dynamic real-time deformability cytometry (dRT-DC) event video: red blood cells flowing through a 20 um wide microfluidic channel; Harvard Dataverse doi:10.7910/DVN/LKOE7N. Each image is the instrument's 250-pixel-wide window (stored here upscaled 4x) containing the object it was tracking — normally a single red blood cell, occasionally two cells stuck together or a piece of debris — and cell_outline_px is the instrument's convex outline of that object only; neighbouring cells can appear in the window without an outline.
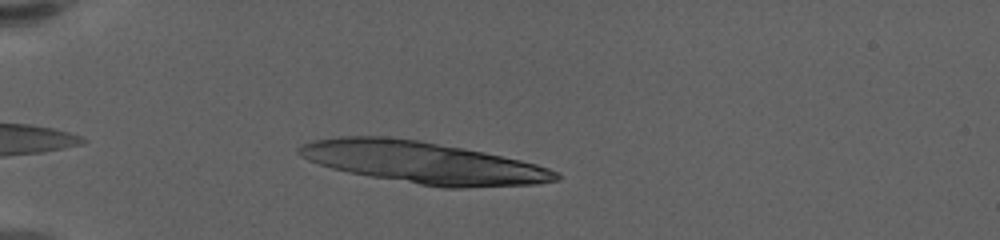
{"species": "human", "species_latin": "Homo sapiens", "temperature_condition": "warm", "stored_images_in_passage": 10, "camera_frame_rate_fps": 3000, "um_per_image_px": 0.085, "donor": {"sex": "female"}, "frame": {"image": 1, "passage_image": 4, "time_ms": 1.0, "image_size_px": [1000, 240], "cell_outline_px": [[560, 180], [536, 184], [460, 188], [440, 188], [348, 172], [332, 168], [308, 160], [300, 156], [296, 152], [300, 144], [312, 140], [336, 136], [388, 136], [416, 140], [484, 152], [520, 160], [536, 164], [560, 172]], "centroid_in_image_um": [35.94, 13.81], "position_along_channel_um": 49.1, "area_um2": 62.48}}